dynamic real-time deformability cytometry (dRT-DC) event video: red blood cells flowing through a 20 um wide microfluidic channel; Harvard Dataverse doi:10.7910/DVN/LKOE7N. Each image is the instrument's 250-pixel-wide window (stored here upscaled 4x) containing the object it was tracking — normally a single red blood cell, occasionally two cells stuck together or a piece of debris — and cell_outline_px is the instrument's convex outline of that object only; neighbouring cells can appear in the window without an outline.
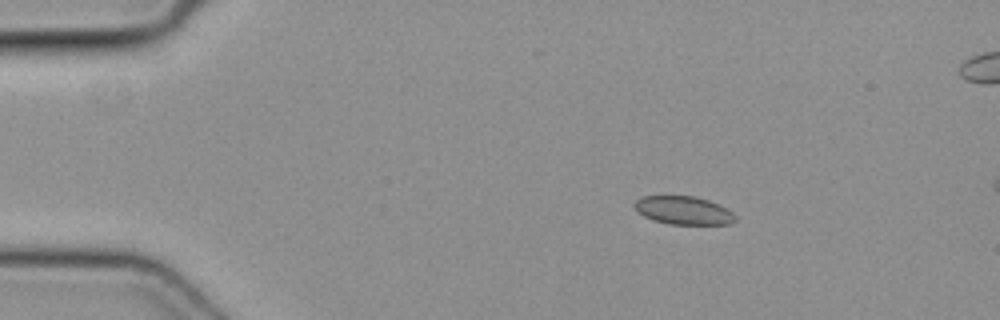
{"species": "common noctule bat (a hibernating species)", "species_latin": "Nyctalus noctula", "temperature_condition": "cold", "stored_images_in_passage": 5, "camera_frame_rate_fps": 3000, "um_per_image_px": 0.085, "animal": {"sex": "female", "body_mass_g": 19.3, "forearm_length_mm": 54.1}, "frame": {"image": 1, "passage_image": 2, "time_ms": 0.333, "image_size_px": [1000, 320], "cell_outline_px": [[736, 220], [728, 224], [668, 224], [652, 220], [636, 212], [632, 204], [640, 196], [696, 196], [720, 204], [732, 212], [736, 216]], "centroid_in_image_um": [58.06, 17.88], "position_along_channel_um": 26.9, "area_um2": 16.82}}